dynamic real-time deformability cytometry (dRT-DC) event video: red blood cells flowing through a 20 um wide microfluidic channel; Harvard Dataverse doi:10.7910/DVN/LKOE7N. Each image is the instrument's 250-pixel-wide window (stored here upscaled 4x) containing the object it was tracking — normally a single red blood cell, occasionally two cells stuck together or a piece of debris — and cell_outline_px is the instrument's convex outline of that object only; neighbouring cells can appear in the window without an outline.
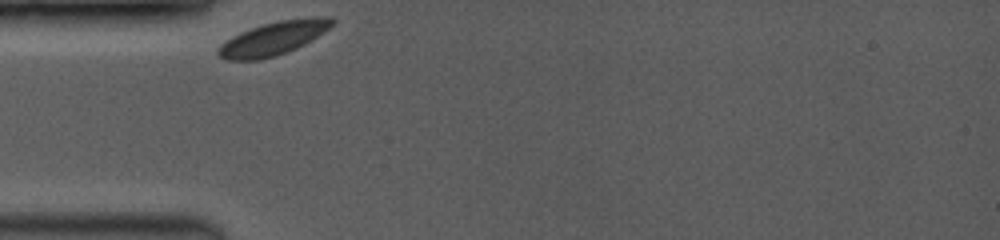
{"species": "common noctule bat (a hibernating species)", "species_latin": "Nyctalus noctula", "temperature_condition": "room temperature", "stored_images_in_passage": 34, "camera_frame_rate_fps": 3500, "um_per_image_px": 0.085, "animal": {"sex": "female", "body_mass_g": 19.0, "forearm_length_mm": 53.3}, "frame": {"image": 1, "passage_image": 1, "time_ms": 0.0, "image_size_px": [1000, 240], "cell_outline_px": [[336, 20], [328, 28], [304, 44], [296, 48], [276, 56], [260, 60], [228, 60], [220, 56], [216, 52], [216, 48], [220, 44], [232, 36], [240, 32], [264, 24], [280, 20], [312, 16], [332, 16]], "centroid_in_image_um": [23.22, 3.25], "position_along_channel_um": 61.8, "area_um2": 22.14}}
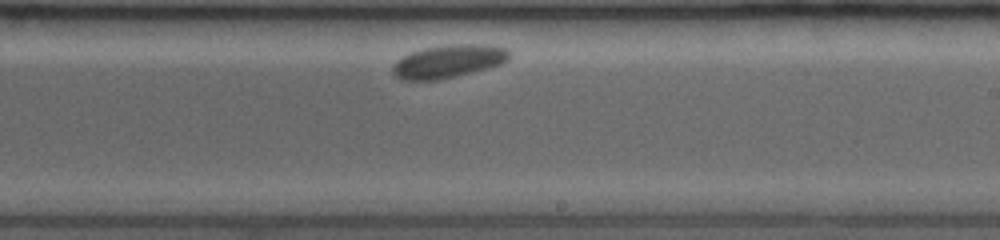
{"frame": {"image": 2, "passage_image": 20, "time_ms": 5.429, "image_size_px": [1000, 240], "cell_outline_px": [[512, 56], [508, 60], [500, 64], [488, 68], [440, 80], [404, 80], [392, 76], [392, 64], [396, 60], [412, 52], [424, 48], [448, 44], [488, 44], [508, 48], [512, 52]], "centroid_in_image_um": [38.14, 5.21], "position_along_channel_um": 250.9, "area_um2": 22.83}}
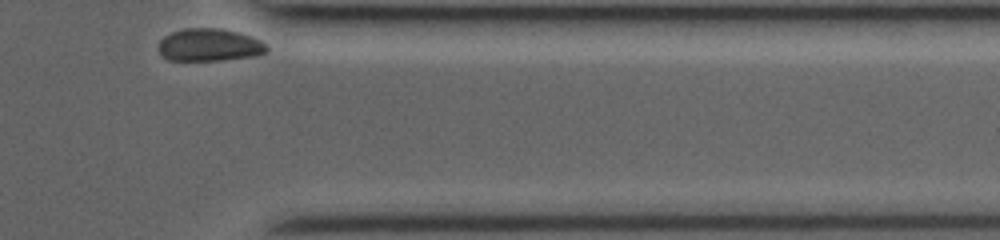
{"frame": {"image": 3, "passage_image": 34, "time_ms": 9.429, "image_size_px": [1000, 240], "cell_outline_px": [[268, 52], [256, 56], [220, 60], [168, 60], [160, 52], [160, 40], [164, 36], [172, 32], [184, 28], [220, 28], [240, 32], [252, 36], [268, 44]], "centroid_in_image_um": [17.87, 3.81], "position_along_channel_um": 393.5, "area_um2": 20.69}, "authors_computed_cell_mechanics": {"area_um2": 22.0218, "velocity_mm_per_s": 3.5245, "shape_relaxation_time_tau1_ms": 0.203, "shape_relaxation_time_tau2_ms": null, "deformation_change_tau1": 0.0373, "deformation_change_tau2": null}}